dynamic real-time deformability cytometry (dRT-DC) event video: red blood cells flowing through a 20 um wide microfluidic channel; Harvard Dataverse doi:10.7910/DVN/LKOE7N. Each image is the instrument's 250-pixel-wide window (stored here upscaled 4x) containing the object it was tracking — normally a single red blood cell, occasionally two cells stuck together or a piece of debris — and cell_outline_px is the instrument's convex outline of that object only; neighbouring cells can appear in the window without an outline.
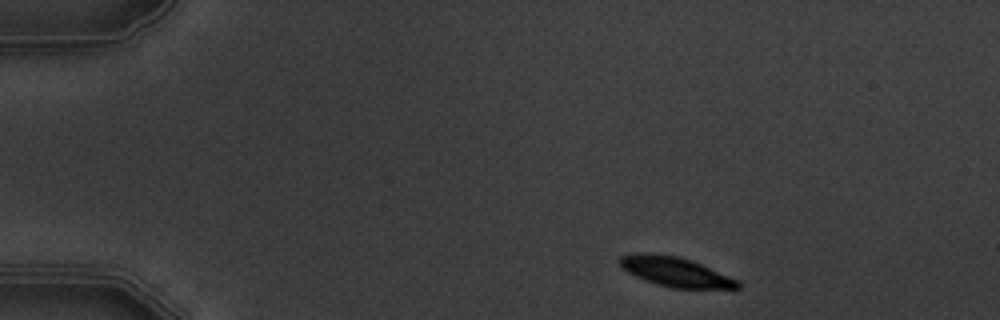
{"species": "common noctule bat (a hibernating species)", "species_latin": "Nyctalus noctula", "temperature_condition": "warm", "stored_images_in_passage": 3, "camera_frame_rate_fps": 3000, "um_per_image_px": 0.085, "animal": {"sex": "male", "body_mass_g": 19.5, "forearm_length_mm": 54.6}, "frame": {"image": 1, "passage_image": 1, "time_ms": 0.0, "image_size_px": [1000, 320], "cell_outline_px": [[740, 288], [672, 288], [656, 284], [644, 280], [620, 268], [616, 260], [620, 256], [636, 252], [644, 252], [680, 256], [692, 260], [740, 280]], "centroid_in_image_um": [57.36, 23.08], "position_along_channel_um": 27.6, "area_um2": 20.69}}